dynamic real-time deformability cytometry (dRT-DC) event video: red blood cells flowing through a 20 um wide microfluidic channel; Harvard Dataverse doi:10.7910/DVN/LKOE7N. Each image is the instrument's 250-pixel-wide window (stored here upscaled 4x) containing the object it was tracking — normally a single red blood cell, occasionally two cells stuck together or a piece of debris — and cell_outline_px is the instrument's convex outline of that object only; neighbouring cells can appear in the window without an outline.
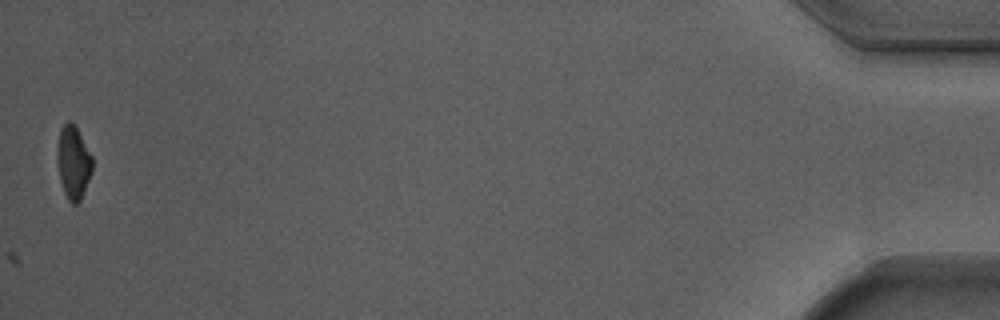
{"species": "Egyptian fruit bat (a non-hibernating species)", "species_latin": "Rousettus aegyptiacus", "temperature_condition": "warm", "stored_images_in_passage": 50, "camera_frame_rate_fps": 3000, "um_per_image_px": 0.085, "animal": {"sex": "male"}, "frame": {"image": 1, "passage_image": 50, "time_ms": 16.333, "image_size_px": [1000, 320], "cell_outline_px": [[92, 172], [80, 200], [76, 204], [72, 204], [68, 200], [64, 192], [60, 180], [56, 152], [60, 128], [68, 120], [76, 128], [92, 156]], "centroid_in_image_um": [6.22, 13.81], "position_along_channel_um": 429.0, "area_um2": 14.74}}